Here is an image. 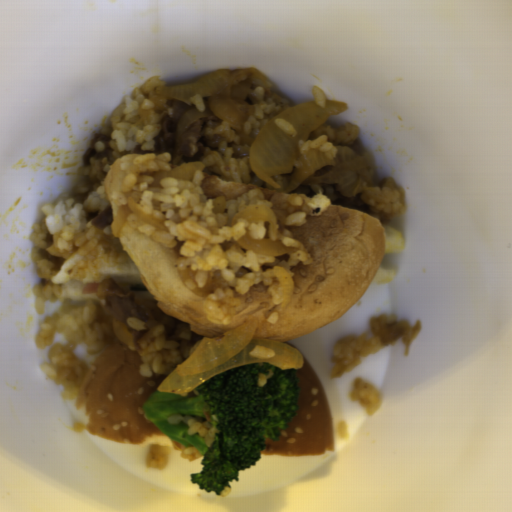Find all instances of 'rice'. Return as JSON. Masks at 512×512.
<instances>
[{
	"mask_svg": "<svg viewBox=\"0 0 512 512\" xmlns=\"http://www.w3.org/2000/svg\"><path fill=\"white\" fill-rule=\"evenodd\" d=\"M168 423L172 425H179L180 423H185L188 425V435L199 434L200 437H203V443L205 446L212 447L215 442L214 435L215 433H219V429L216 427H212L211 424L204 421H198L197 419L191 416H182V414H172L167 419Z\"/></svg>",
	"mask_w": 512,
	"mask_h": 512,
	"instance_id": "rice-11",
	"label": "rice"
},
{
	"mask_svg": "<svg viewBox=\"0 0 512 512\" xmlns=\"http://www.w3.org/2000/svg\"><path fill=\"white\" fill-rule=\"evenodd\" d=\"M162 87H167L166 82L154 76L136 88L131 95H126L124 102L115 108L101 133L108 134L111 140H115L118 153L137 146L143 151H154V137L160 125L155 107L149 98Z\"/></svg>",
	"mask_w": 512,
	"mask_h": 512,
	"instance_id": "rice-4",
	"label": "rice"
},
{
	"mask_svg": "<svg viewBox=\"0 0 512 512\" xmlns=\"http://www.w3.org/2000/svg\"><path fill=\"white\" fill-rule=\"evenodd\" d=\"M249 356L259 360H267L272 359L275 356V352L264 346L257 345L249 352Z\"/></svg>",
	"mask_w": 512,
	"mask_h": 512,
	"instance_id": "rice-18",
	"label": "rice"
},
{
	"mask_svg": "<svg viewBox=\"0 0 512 512\" xmlns=\"http://www.w3.org/2000/svg\"><path fill=\"white\" fill-rule=\"evenodd\" d=\"M129 348L142 360L139 367L141 377L150 378L154 374L169 376L183 362L179 345L174 341H167L166 328L162 324L157 325L142 342Z\"/></svg>",
	"mask_w": 512,
	"mask_h": 512,
	"instance_id": "rice-5",
	"label": "rice"
},
{
	"mask_svg": "<svg viewBox=\"0 0 512 512\" xmlns=\"http://www.w3.org/2000/svg\"><path fill=\"white\" fill-rule=\"evenodd\" d=\"M384 345L381 343L378 335L371 339H367V336L364 334L359 337L343 336L331 352L330 359L333 363V368L330 380L340 379L343 375L350 373L366 357L377 353Z\"/></svg>",
	"mask_w": 512,
	"mask_h": 512,
	"instance_id": "rice-6",
	"label": "rice"
},
{
	"mask_svg": "<svg viewBox=\"0 0 512 512\" xmlns=\"http://www.w3.org/2000/svg\"><path fill=\"white\" fill-rule=\"evenodd\" d=\"M307 214L304 212H294L289 213L287 217L285 218V224L286 226H295V227H301L304 224H306L307 221Z\"/></svg>",
	"mask_w": 512,
	"mask_h": 512,
	"instance_id": "rice-17",
	"label": "rice"
},
{
	"mask_svg": "<svg viewBox=\"0 0 512 512\" xmlns=\"http://www.w3.org/2000/svg\"><path fill=\"white\" fill-rule=\"evenodd\" d=\"M328 136L323 135L316 140H299L297 146L299 154H306L309 150H317L324 156L334 159L337 156L338 148L333 145V142L327 141Z\"/></svg>",
	"mask_w": 512,
	"mask_h": 512,
	"instance_id": "rice-13",
	"label": "rice"
},
{
	"mask_svg": "<svg viewBox=\"0 0 512 512\" xmlns=\"http://www.w3.org/2000/svg\"><path fill=\"white\" fill-rule=\"evenodd\" d=\"M171 162V155L165 152L140 155L120 164L123 177L114 185L110 201L120 208L133 192H141L138 207L167 229L163 231L131 213L121 232L136 231L170 247L176 246L177 237L183 242L180 251L186 265L196 271L198 288L206 283L209 270L216 268L226 282L235 283L237 293L245 295L251 286L261 283L272 302L280 305L283 291L274 268L280 266L293 277L291 267L312 263L308 248L294 238L293 232L284 229L280 234L284 236L282 245L294 248L293 253L268 256L244 249L238 242L241 236L264 240L267 229L262 220L248 223L239 219L232 225L233 217L252 204H264L272 210V201L266 200L262 190L252 188L236 200L226 201L223 212L213 213L214 199L207 198L201 188L205 177L202 171H196L190 179L167 177L160 180L159 186H152L155 173L175 170Z\"/></svg>",
	"mask_w": 512,
	"mask_h": 512,
	"instance_id": "rice-1",
	"label": "rice"
},
{
	"mask_svg": "<svg viewBox=\"0 0 512 512\" xmlns=\"http://www.w3.org/2000/svg\"><path fill=\"white\" fill-rule=\"evenodd\" d=\"M309 201L310 202L307 204L309 208L308 214L315 217L329 209L330 206V200L322 193H317Z\"/></svg>",
	"mask_w": 512,
	"mask_h": 512,
	"instance_id": "rice-15",
	"label": "rice"
},
{
	"mask_svg": "<svg viewBox=\"0 0 512 512\" xmlns=\"http://www.w3.org/2000/svg\"><path fill=\"white\" fill-rule=\"evenodd\" d=\"M348 397L365 408L368 416L375 414L383 401L381 392L361 377L355 378Z\"/></svg>",
	"mask_w": 512,
	"mask_h": 512,
	"instance_id": "rice-10",
	"label": "rice"
},
{
	"mask_svg": "<svg viewBox=\"0 0 512 512\" xmlns=\"http://www.w3.org/2000/svg\"><path fill=\"white\" fill-rule=\"evenodd\" d=\"M69 275L75 280L89 278L98 281L101 277V272L99 268L93 264V258H85L80 259L76 265L69 269Z\"/></svg>",
	"mask_w": 512,
	"mask_h": 512,
	"instance_id": "rice-14",
	"label": "rice"
},
{
	"mask_svg": "<svg viewBox=\"0 0 512 512\" xmlns=\"http://www.w3.org/2000/svg\"><path fill=\"white\" fill-rule=\"evenodd\" d=\"M271 375H272L271 370H268V373H267V374H265V373H261V372H260V373H258V375H257V386H258V388H261V387H263L265 384H267V383H268L269 378L271 377Z\"/></svg>",
	"mask_w": 512,
	"mask_h": 512,
	"instance_id": "rice-23",
	"label": "rice"
},
{
	"mask_svg": "<svg viewBox=\"0 0 512 512\" xmlns=\"http://www.w3.org/2000/svg\"><path fill=\"white\" fill-rule=\"evenodd\" d=\"M127 324L138 331H146V323L140 319L127 317Z\"/></svg>",
	"mask_w": 512,
	"mask_h": 512,
	"instance_id": "rice-21",
	"label": "rice"
},
{
	"mask_svg": "<svg viewBox=\"0 0 512 512\" xmlns=\"http://www.w3.org/2000/svg\"><path fill=\"white\" fill-rule=\"evenodd\" d=\"M338 435L344 440L348 437L349 432L347 428V422L340 420L336 425Z\"/></svg>",
	"mask_w": 512,
	"mask_h": 512,
	"instance_id": "rice-22",
	"label": "rice"
},
{
	"mask_svg": "<svg viewBox=\"0 0 512 512\" xmlns=\"http://www.w3.org/2000/svg\"><path fill=\"white\" fill-rule=\"evenodd\" d=\"M252 94L257 97L254 113L244 124H241V129L256 139L266 122L292 106L287 99L274 92L270 86L268 88L260 86Z\"/></svg>",
	"mask_w": 512,
	"mask_h": 512,
	"instance_id": "rice-8",
	"label": "rice"
},
{
	"mask_svg": "<svg viewBox=\"0 0 512 512\" xmlns=\"http://www.w3.org/2000/svg\"><path fill=\"white\" fill-rule=\"evenodd\" d=\"M33 294L35 296V311L43 315L46 307L45 302H57L61 298L62 287L49 283L36 284L33 286Z\"/></svg>",
	"mask_w": 512,
	"mask_h": 512,
	"instance_id": "rice-12",
	"label": "rice"
},
{
	"mask_svg": "<svg viewBox=\"0 0 512 512\" xmlns=\"http://www.w3.org/2000/svg\"><path fill=\"white\" fill-rule=\"evenodd\" d=\"M97 302L93 299H86L81 304L62 302L59 311L46 316L35 337V346L41 350L53 344L56 332L67 340L65 344L58 343L49 348V362L40 368L58 385L62 397L69 402L81 396L83 378L88 369L76 355V346L87 344L86 353L94 356L106 345L105 334L97 327Z\"/></svg>",
	"mask_w": 512,
	"mask_h": 512,
	"instance_id": "rice-3",
	"label": "rice"
},
{
	"mask_svg": "<svg viewBox=\"0 0 512 512\" xmlns=\"http://www.w3.org/2000/svg\"><path fill=\"white\" fill-rule=\"evenodd\" d=\"M173 449L181 451L182 458H186L188 461H194L203 456L199 453L195 446H185L172 439Z\"/></svg>",
	"mask_w": 512,
	"mask_h": 512,
	"instance_id": "rice-16",
	"label": "rice"
},
{
	"mask_svg": "<svg viewBox=\"0 0 512 512\" xmlns=\"http://www.w3.org/2000/svg\"><path fill=\"white\" fill-rule=\"evenodd\" d=\"M205 317L212 323L229 325L238 311V301L231 288L216 289L206 294L203 304Z\"/></svg>",
	"mask_w": 512,
	"mask_h": 512,
	"instance_id": "rice-9",
	"label": "rice"
},
{
	"mask_svg": "<svg viewBox=\"0 0 512 512\" xmlns=\"http://www.w3.org/2000/svg\"><path fill=\"white\" fill-rule=\"evenodd\" d=\"M72 192L60 195L55 202L45 203L41 209L43 216L32 227L30 255L40 278L51 280L57 272L52 270V263L39 250L66 260L74 252L80 256L88 255L98 246L101 238L113 234L111 223L105 229H97L85 219V207L105 210L109 206L104 185L98 184L97 189L84 201H80Z\"/></svg>",
	"mask_w": 512,
	"mask_h": 512,
	"instance_id": "rice-2",
	"label": "rice"
},
{
	"mask_svg": "<svg viewBox=\"0 0 512 512\" xmlns=\"http://www.w3.org/2000/svg\"><path fill=\"white\" fill-rule=\"evenodd\" d=\"M362 202L381 217L393 219L406 211L405 189L387 178L362 191Z\"/></svg>",
	"mask_w": 512,
	"mask_h": 512,
	"instance_id": "rice-7",
	"label": "rice"
},
{
	"mask_svg": "<svg viewBox=\"0 0 512 512\" xmlns=\"http://www.w3.org/2000/svg\"><path fill=\"white\" fill-rule=\"evenodd\" d=\"M279 129H281L283 132L289 134L291 137H296L297 131L293 124L288 122L287 120H284L282 118H277L273 122Z\"/></svg>",
	"mask_w": 512,
	"mask_h": 512,
	"instance_id": "rice-19",
	"label": "rice"
},
{
	"mask_svg": "<svg viewBox=\"0 0 512 512\" xmlns=\"http://www.w3.org/2000/svg\"><path fill=\"white\" fill-rule=\"evenodd\" d=\"M311 92L315 103L325 109L326 98L323 91L318 86L312 85Z\"/></svg>",
	"mask_w": 512,
	"mask_h": 512,
	"instance_id": "rice-20",
	"label": "rice"
}]
</instances>
